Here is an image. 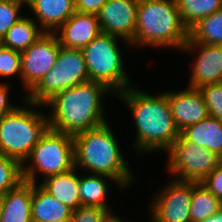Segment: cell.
I'll use <instances>...</instances> for the list:
<instances>
[{"label":"cell","mask_w":222,"mask_h":222,"mask_svg":"<svg viewBox=\"0 0 222 222\" xmlns=\"http://www.w3.org/2000/svg\"><path fill=\"white\" fill-rule=\"evenodd\" d=\"M2 211H3V201H2V196L0 195V222L2 217Z\"/></svg>","instance_id":"e575fe53"},{"label":"cell","mask_w":222,"mask_h":222,"mask_svg":"<svg viewBox=\"0 0 222 222\" xmlns=\"http://www.w3.org/2000/svg\"><path fill=\"white\" fill-rule=\"evenodd\" d=\"M23 1L27 5L31 0H23Z\"/></svg>","instance_id":"8d00e7d4"},{"label":"cell","mask_w":222,"mask_h":222,"mask_svg":"<svg viewBox=\"0 0 222 222\" xmlns=\"http://www.w3.org/2000/svg\"><path fill=\"white\" fill-rule=\"evenodd\" d=\"M201 183L222 201V162Z\"/></svg>","instance_id":"4dcf8cb0"},{"label":"cell","mask_w":222,"mask_h":222,"mask_svg":"<svg viewBox=\"0 0 222 222\" xmlns=\"http://www.w3.org/2000/svg\"><path fill=\"white\" fill-rule=\"evenodd\" d=\"M44 31L29 15H25L11 26L0 43L12 50L23 52L33 44Z\"/></svg>","instance_id":"7402d4cb"},{"label":"cell","mask_w":222,"mask_h":222,"mask_svg":"<svg viewBox=\"0 0 222 222\" xmlns=\"http://www.w3.org/2000/svg\"><path fill=\"white\" fill-rule=\"evenodd\" d=\"M189 39L175 0H139L132 46L182 50Z\"/></svg>","instance_id":"277c9868"},{"label":"cell","mask_w":222,"mask_h":222,"mask_svg":"<svg viewBox=\"0 0 222 222\" xmlns=\"http://www.w3.org/2000/svg\"><path fill=\"white\" fill-rule=\"evenodd\" d=\"M207 106L209 116L222 120V82L198 88Z\"/></svg>","instance_id":"f546056e"},{"label":"cell","mask_w":222,"mask_h":222,"mask_svg":"<svg viewBox=\"0 0 222 222\" xmlns=\"http://www.w3.org/2000/svg\"><path fill=\"white\" fill-rule=\"evenodd\" d=\"M197 55L192 62L188 87L198 89L204 85L222 82V45L200 44L187 40L182 52Z\"/></svg>","instance_id":"7c38bea8"},{"label":"cell","mask_w":222,"mask_h":222,"mask_svg":"<svg viewBox=\"0 0 222 222\" xmlns=\"http://www.w3.org/2000/svg\"><path fill=\"white\" fill-rule=\"evenodd\" d=\"M117 217L113 210L99 206L81 205L72 212L70 222H112Z\"/></svg>","instance_id":"83f0119b"},{"label":"cell","mask_w":222,"mask_h":222,"mask_svg":"<svg viewBox=\"0 0 222 222\" xmlns=\"http://www.w3.org/2000/svg\"><path fill=\"white\" fill-rule=\"evenodd\" d=\"M166 96L173 120L180 132L209 116L203 96L198 89L187 86L184 90H167Z\"/></svg>","instance_id":"5bb4252c"},{"label":"cell","mask_w":222,"mask_h":222,"mask_svg":"<svg viewBox=\"0 0 222 222\" xmlns=\"http://www.w3.org/2000/svg\"><path fill=\"white\" fill-rule=\"evenodd\" d=\"M73 168V136L49 128L22 164V174L24 181L37 184L40 174L44 180Z\"/></svg>","instance_id":"52a82bcc"},{"label":"cell","mask_w":222,"mask_h":222,"mask_svg":"<svg viewBox=\"0 0 222 222\" xmlns=\"http://www.w3.org/2000/svg\"><path fill=\"white\" fill-rule=\"evenodd\" d=\"M139 0H108L96 14L101 33L134 41Z\"/></svg>","instance_id":"4fadbf2b"},{"label":"cell","mask_w":222,"mask_h":222,"mask_svg":"<svg viewBox=\"0 0 222 222\" xmlns=\"http://www.w3.org/2000/svg\"><path fill=\"white\" fill-rule=\"evenodd\" d=\"M75 10L82 13L97 14L108 0H74Z\"/></svg>","instance_id":"d6a6232c"},{"label":"cell","mask_w":222,"mask_h":222,"mask_svg":"<svg viewBox=\"0 0 222 222\" xmlns=\"http://www.w3.org/2000/svg\"><path fill=\"white\" fill-rule=\"evenodd\" d=\"M10 84H8V81L5 83H0V118H2L5 114H8L12 112L18 104L11 103V99H9V89Z\"/></svg>","instance_id":"1f68e13d"},{"label":"cell","mask_w":222,"mask_h":222,"mask_svg":"<svg viewBox=\"0 0 222 222\" xmlns=\"http://www.w3.org/2000/svg\"><path fill=\"white\" fill-rule=\"evenodd\" d=\"M118 40L131 47L130 42L120 37L100 33L82 50L89 80L104 84L114 94L134 85L130 83L131 79L125 72L124 58Z\"/></svg>","instance_id":"8992f818"},{"label":"cell","mask_w":222,"mask_h":222,"mask_svg":"<svg viewBox=\"0 0 222 222\" xmlns=\"http://www.w3.org/2000/svg\"><path fill=\"white\" fill-rule=\"evenodd\" d=\"M108 122L73 136L74 167L88 174L111 177L126 190L136 177Z\"/></svg>","instance_id":"3957f363"},{"label":"cell","mask_w":222,"mask_h":222,"mask_svg":"<svg viewBox=\"0 0 222 222\" xmlns=\"http://www.w3.org/2000/svg\"><path fill=\"white\" fill-rule=\"evenodd\" d=\"M116 96L133 115L136 129L133 147L136 153L167 152L180 131L173 120L166 90L154 95L132 85Z\"/></svg>","instance_id":"6da1fadb"},{"label":"cell","mask_w":222,"mask_h":222,"mask_svg":"<svg viewBox=\"0 0 222 222\" xmlns=\"http://www.w3.org/2000/svg\"><path fill=\"white\" fill-rule=\"evenodd\" d=\"M21 101L23 106L0 118V154L23 164L50 127L47 114L39 111L43 105L29 102L25 96Z\"/></svg>","instance_id":"5b68a950"},{"label":"cell","mask_w":222,"mask_h":222,"mask_svg":"<svg viewBox=\"0 0 222 222\" xmlns=\"http://www.w3.org/2000/svg\"><path fill=\"white\" fill-rule=\"evenodd\" d=\"M189 39L200 44L222 45V8L193 25Z\"/></svg>","instance_id":"cb8c5ba5"},{"label":"cell","mask_w":222,"mask_h":222,"mask_svg":"<svg viewBox=\"0 0 222 222\" xmlns=\"http://www.w3.org/2000/svg\"><path fill=\"white\" fill-rule=\"evenodd\" d=\"M166 153L167 173L182 181L201 182L222 162L216 153L186 141L181 135Z\"/></svg>","instance_id":"9c48e42d"},{"label":"cell","mask_w":222,"mask_h":222,"mask_svg":"<svg viewBox=\"0 0 222 222\" xmlns=\"http://www.w3.org/2000/svg\"><path fill=\"white\" fill-rule=\"evenodd\" d=\"M73 210L32 183V222H70Z\"/></svg>","instance_id":"e0dca14e"},{"label":"cell","mask_w":222,"mask_h":222,"mask_svg":"<svg viewBox=\"0 0 222 222\" xmlns=\"http://www.w3.org/2000/svg\"><path fill=\"white\" fill-rule=\"evenodd\" d=\"M31 200L32 183L27 181L2 195L1 222H32Z\"/></svg>","instance_id":"d6986e66"},{"label":"cell","mask_w":222,"mask_h":222,"mask_svg":"<svg viewBox=\"0 0 222 222\" xmlns=\"http://www.w3.org/2000/svg\"><path fill=\"white\" fill-rule=\"evenodd\" d=\"M156 192L149 205L152 222H191L192 181L173 178Z\"/></svg>","instance_id":"30bf717a"},{"label":"cell","mask_w":222,"mask_h":222,"mask_svg":"<svg viewBox=\"0 0 222 222\" xmlns=\"http://www.w3.org/2000/svg\"><path fill=\"white\" fill-rule=\"evenodd\" d=\"M101 33L96 14L75 13L55 32L61 47L83 50Z\"/></svg>","instance_id":"9a60e30c"},{"label":"cell","mask_w":222,"mask_h":222,"mask_svg":"<svg viewBox=\"0 0 222 222\" xmlns=\"http://www.w3.org/2000/svg\"><path fill=\"white\" fill-rule=\"evenodd\" d=\"M202 222H222V208L217 211L212 217H208L205 221Z\"/></svg>","instance_id":"836d02e7"},{"label":"cell","mask_w":222,"mask_h":222,"mask_svg":"<svg viewBox=\"0 0 222 222\" xmlns=\"http://www.w3.org/2000/svg\"><path fill=\"white\" fill-rule=\"evenodd\" d=\"M79 173V197L82 205L99 206L107 210H113L108 203L107 197L110 196V186L108 181L118 185L121 192L123 188L116 180L106 175L83 174ZM85 175V176H84ZM111 208V209H110Z\"/></svg>","instance_id":"44dd1931"},{"label":"cell","mask_w":222,"mask_h":222,"mask_svg":"<svg viewBox=\"0 0 222 222\" xmlns=\"http://www.w3.org/2000/svg\"><path fill=\"white\" fill-rule=\"evenodd\" d=\"M60 47L55 33L44 32L25 51L21 52V82L26 94L55 66Z\"/></svg>","instance_id":"8fae6325"},{"label":"cell","mask_w":222,"mask_h":222,"mask_svg":"<svg viewBox=\"0 0 222 222\" xmlns=\"http://www.w3.org/2000/svg\"><path fill=\"white\" fill-rule=\"evenodd\" d=\"M180 135L222 158V120L207 116L197 124L186 127Z\"/></svg>","instance_id":"ffe728a7"},{"label":"cell","mask_w":222,"mask_h":222,"mask_svg":"<svg viewBox=\"0 0 222 222\" xmlns=\"http://www.w3.org/2000/svg\"><path fill=\"white\" fill-rule=\"evenodd\" d=\"M107 95L116 94L104 84L90 80L56 94L44 105V109L50 108V129L74 136L106 123L103 98Z\"/></svg>","instance_id":"7a4b0ae2"},{"label":"cell","mask_w":222,"mask_h":222,"mask_svg":"<svg viewBox=\"0 0 222 222\" xmlns=\"http://www.w3.org/2000/svg\"><path fill=\"white\" fill-rule=\"evenodd\" d=\"M222 208V201L216 198L201 182L192 181L190 204L191 222H202Z\"/></svg>","instance_id":"603a6c76"},{"label":"cell","mask_w":222,"mask_h":222,"mask_svg":"<svg viewBox=\"0 0 222 222\" xmlns=\"http://www.w3.org/2000/svg\"><path fill=\"white\" fill-rule=\"evenodd\" d=\"M112 222H126V220L124 221V219L122 220L121 217H119V215L117 217H115ZM128 222V221H127Z\"/></svg>","instance_id":"d590c367"},{"label":"cell","mask_w":222,"mask_h":222,"mask_svg":"<svg viewBox=\"0 0 222 222\" xmlns=\"http://www.w3.org/2000/svg\"><path fill=\"white\" fill-rule=\"evenodd\" d=\"M22 181V164L16 159L0 154V195L16 188Z\"/></svg>","instance_id":"484cf974"},{"label":"cell","mask_w":222,"mask_h":222,"mask_svg":"<svg viewBox=\"0 0 222 222\" xmlns=\"http://www.w3.org/2000/svg\"><path fill=\"white\" fill-rule=\"evenodd\" d=\"M79 171L76 167L68 172L50 176L38 183L46 192L73 211L79 208Z\"/></svg>","instance_id":"ac0fdd59"},{"label":"cell","mask_w":222,"mask_h":222,"mask_svg":"<svg viewBox=\"0 0 222 222\" xmlns=\"http://www.w3.org/2000/svg\"><path fill=\"white\" fill-rule=\"evenodd\" d=\"M25 5L23 0H0V41L8 29L25 16L20 12Z\"/></svg>","instance_id":"4316f807"},{"label":"cell","mask_w":222,"mask_h":222,"mask_svg":"<svg viewBox=\"0 0 222 222\" xmlns=\"http://www.w3.org/2000/svg\"><path fill=\"white\" fill-rule=\"evenodd\" d=\"M87 81L89 76L82 50L60 47L55 66L25 94V99L44 106L56 94Z\"/></svg>","instance_id":"ba28073f"},{"label":"cell","mask_w":222,"mask_h":222,"mask_svg":"<svg viewBox=\"0 0 222 222\" xmlns=\"http://www.w3.org/2000/svg\"><path fill=\"white\" fill-rule=\"evenodd\" d=\"M184 25L190 29L199 20L222 8V0H175Z\"/></svg>","instance_id":"d4e9b609"},{"label":"cell","mask_w":222,"mask_h":222,"mask_svg":"<svg viewBox=\"0 0 222 222\" xmlns=\"http://www.w3.org/2000/svg\"><path fill=\"white\" fill-rule=\"evenodd\" d=\"M18 76L21 81V52L0 43V78Z\"/></svg>","instance_id":"f1b7e54d"},{"label":"cell","mask_w":222,"mask_h":222,"mask_svg":"<svg viewBox=\"0 0 222 222\" xmlns=\"http://www.w3.org/2000/svg\"><path fill=\"white\" fill-rule=\"evenodd\" d=\"M26 6L47 33H55L76 11L74 0H31Z\"/></svg>","instance_id":"2e32d148"}]
</instances>
